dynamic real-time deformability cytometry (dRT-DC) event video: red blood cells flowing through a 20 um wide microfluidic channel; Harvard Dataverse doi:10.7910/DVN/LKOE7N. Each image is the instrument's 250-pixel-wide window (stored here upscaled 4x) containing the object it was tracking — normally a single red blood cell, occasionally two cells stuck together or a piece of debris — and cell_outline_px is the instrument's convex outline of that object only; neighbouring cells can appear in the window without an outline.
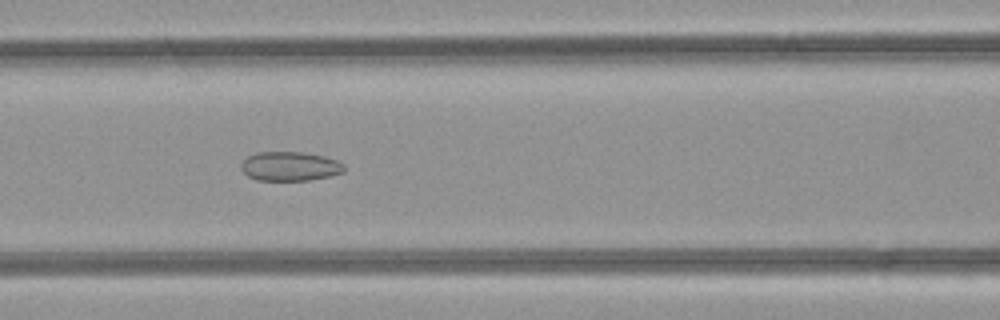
{"species": "common noctule bat (a hibernating species)", "species_latin": "Nyctalus noctula", "temperature_condition": "room temperature", "stored_images_in_passage": 11, "camera_frame_rate_fps": 3000, "um_per_image_px": 0.085, "animal": {"sex": "female", "body_mass_g": 21.9}, "frame": {"image": 1, "passage_image": 8, "time_ms": 2.333, "image_size_px": [1000, 320], "cell_outline_px": [[344, 172], [328, 176], [308, 180], [256, 180], [248, 176], [240, 168], [240, 164], [248, 156], [256, 152], [304, 152], [324, 156], [336, 160], [344, 164]], "centroid_in_image_um": [24.62, 14.13], "position_along_channel_um": 142.0, "area_um2": 17.51}}